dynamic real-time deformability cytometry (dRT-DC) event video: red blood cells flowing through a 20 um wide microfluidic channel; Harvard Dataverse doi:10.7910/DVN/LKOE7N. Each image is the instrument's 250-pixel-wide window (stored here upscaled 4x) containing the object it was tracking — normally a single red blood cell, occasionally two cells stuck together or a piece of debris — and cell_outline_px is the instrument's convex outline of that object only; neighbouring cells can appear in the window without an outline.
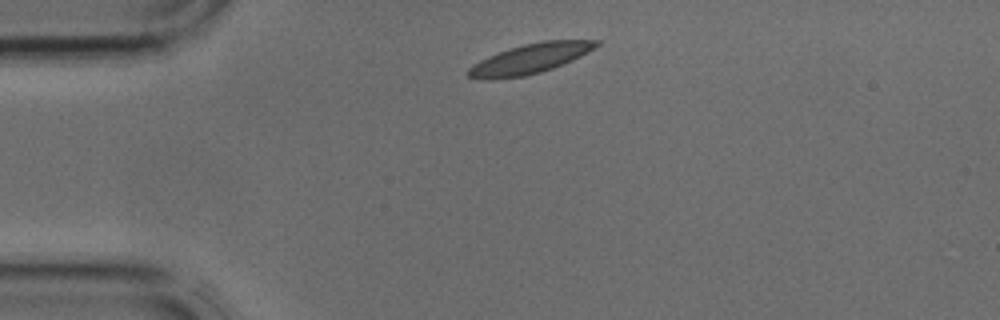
{"species": "common noctule bat (a hibernating species)", "species_latin": "Nyctalus noctula", "temperature_condition": "cold", "stored_images_in_passage": 2, "camera_frame_rate_fps": 3000, "um_per_image_px": 0.085, "animal": {"sex": "male", "body_mass_g": 17.9, "forearm_length_mm": 54.2}, "frame": {"image": 1, "passage_image": 1, "time_ms": 0.0, "image_size_px": [1000, 320], "cell_outline_px": [[600, 44], [588, 52], [572, 60], [552, 68], [540, 72], [524, 76], [492, 80], [480, 80], [468, 76], [464, 72], [472, 64], [488, 56], [508, 48], [524, 44], [544, 40], [600, 40]], "centroid_in_image_um": [44.98, 5.0], "position_along_channel_um": 40.0, "area_um2": 22.43}}
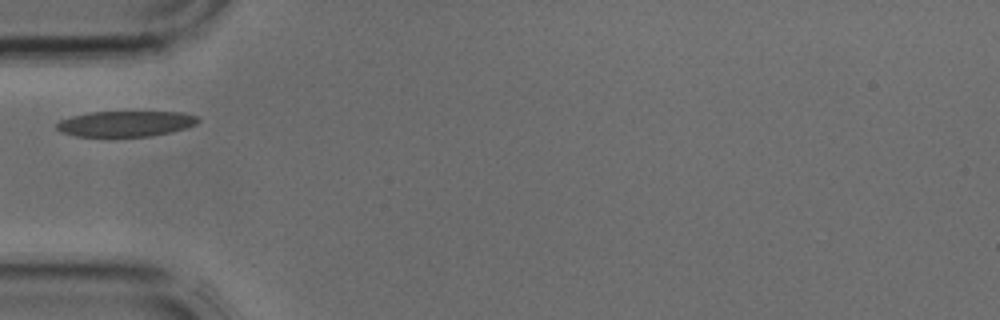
{"frame": {"image": 2, "passage_image": 2, "time_ms": 0.333, "image_size_px": [1000, 320], "cell_outline_px": [[200, 120], [196, 124], [188, 128], [172, 132], [152, 136], [76, 136], [60, 132], [56, 128], [56, 124], [60, 120], [72, 116], [92, 112], [184, 112], [196, 116]], "centroid_in_image_um": [10.71, 10.52], "position_along_channel_um": 74.3, "area_um2": 21.15}}